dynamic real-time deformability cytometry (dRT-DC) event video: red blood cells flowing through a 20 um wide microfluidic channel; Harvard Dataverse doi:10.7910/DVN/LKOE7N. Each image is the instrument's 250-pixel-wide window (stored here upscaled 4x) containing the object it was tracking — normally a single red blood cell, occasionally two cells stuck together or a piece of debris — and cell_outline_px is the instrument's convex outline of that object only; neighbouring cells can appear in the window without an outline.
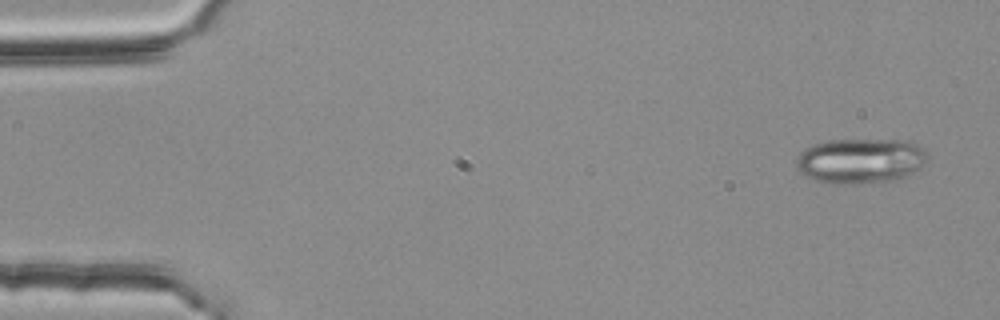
{"species": "common noctule bat (a hibernating species)", "species_latin": "Nyctalus noctula", "temperature_condition": "room temperature", "stored_images_in_passage": 52, "camera_frame_rate_fps": 3000, "um_per_image_px": 0.085, "animal": {"sex": "female", "body_mass_g": 25.1}, "frame": {"image": 1, "passage_image": 1, "time_ms": 0.0, "image_size_px": [1000, 320], "cell_outline_px": [[928, 160], [920, 168], [896, 180], [852, 184], [832, 184], [816, 180], [804, 176], [800, 172], [796, 164], [796, 160], [800, 152], [804, 148], [812, 144], [828, 140], [904, 140], [916, 144], [928, 156]], "centroid_in_image_um": [73.1, 13.67], "position_along_channel_um": 11.9, "area_um2": 34.56}}
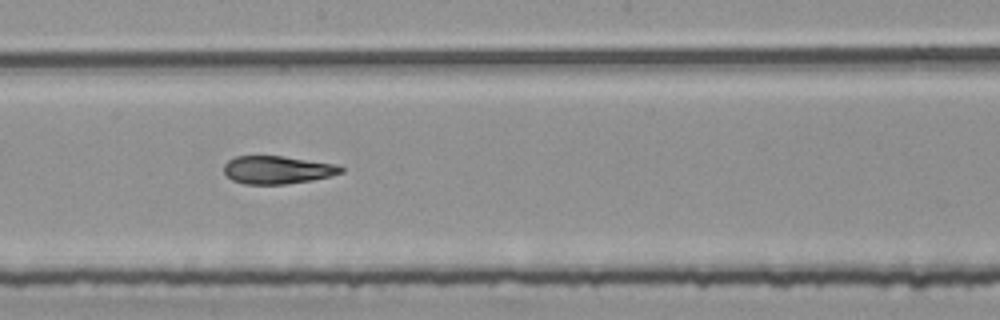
{"frame": {"image": 2, "passage_image": 28, "time_ms": 9.0, "image_size_px": [1000, 320], "cell_outline_px": [[344, 172], [312, 180], [288, 184], [244, 184], [232, 180], [224, 172], [224, 164], [228, 160], [236, 156], [284, 156], [340, 164], [344, 168]], "centroid_in_image_um": [23.61, 14.43], "position_along_channel_um": 224.6, "area_um2": 19.25}}
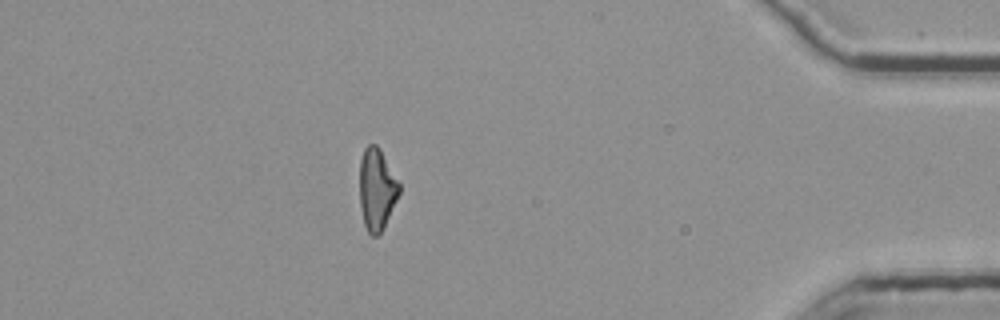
{"frame": {"image": 3, "passage_image": 46, "time_ms": 15.0, "image_size_px": [1000, 320], "cell_outline_px": [[400, 192], [380, 232], [376, 236], [372, 236], [368, 232], [364, 224], [360, 204], [360, 160], [364, 148], [368, 144], [376, 144], [380, 148], [400, 184]], "centroid_in_image_um": [32.01, 16.04], "position_along_channel_um": 403.2, "area_um2": 18.55}, "authors_computed_cell_mechanics": {"area_um2": 20.0566, "velocity_mm_per_s": 3.7798, "shape_relaxation_time_tau1_ms": 5.7341, "shape_relaxation_time_tau2_ms": 2.958, "deformation_change_tau1": 0.1822, "deformation_change_tau2": 0.1144}}